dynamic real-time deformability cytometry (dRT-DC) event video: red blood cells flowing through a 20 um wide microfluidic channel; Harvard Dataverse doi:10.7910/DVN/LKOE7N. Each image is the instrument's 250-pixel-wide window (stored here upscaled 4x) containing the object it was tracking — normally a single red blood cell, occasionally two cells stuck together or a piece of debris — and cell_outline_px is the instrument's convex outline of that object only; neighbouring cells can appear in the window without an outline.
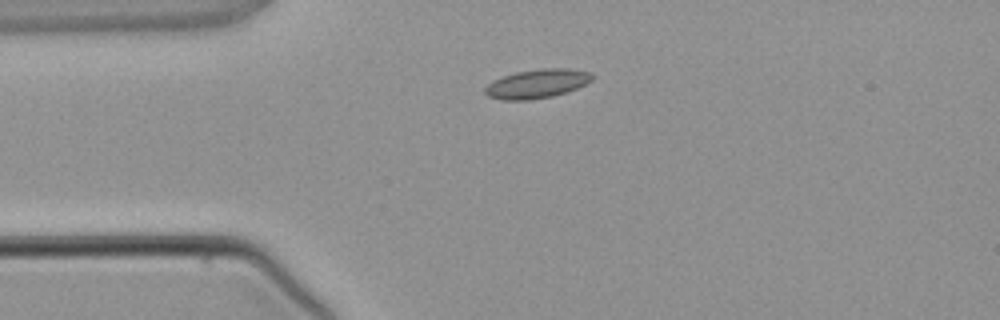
{"species": "common noctule bat (a hibernating species)", "species_latin": "Nyctalus noctula", "temperature_condition": "warm", "stored_images_in_passage": 3, "camera_frame_rate_fps": 3000, "um_per_image_px": 0.085, "animal": {"sex": "male", "body_mass_g": 21.5, "forearm_length_mm": 52.0}, "frame": {"image": 1, "passage_image": 2, "time_ms": 1.333, "image_size_px": [1000, 320], "cell_outline_px": [[592, 80], [568, 92], [552, 96], [528, 100], [500, 100], [488, 96], [484, 92], [484, 88], [488, 84], [504, 76], [516, 72], [540, 68], [572, 68], [592, 72]], "centroid_in_image_um": [45.66, 7.11], "position_along_channel_um": 39.3, "area_um2": 18.09}}